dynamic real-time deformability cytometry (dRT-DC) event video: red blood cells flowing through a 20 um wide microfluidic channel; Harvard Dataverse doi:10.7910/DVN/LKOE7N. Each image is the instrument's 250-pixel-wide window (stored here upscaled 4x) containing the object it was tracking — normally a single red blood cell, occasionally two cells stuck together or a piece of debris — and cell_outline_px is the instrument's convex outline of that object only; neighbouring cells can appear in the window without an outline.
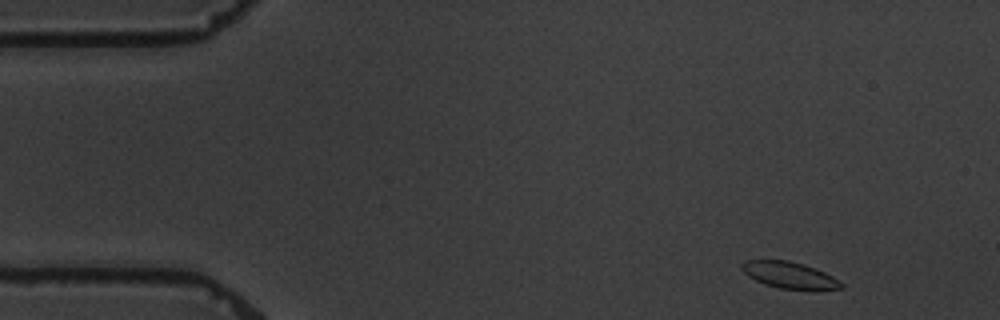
{"species": "common noctule bat (a hibernating species)", "species_latin": "Nyctalus noctula", "temperature_condition": "warm", "stored_images_in_passage": 4, "camera_frame_rate_fps": 3000, "um_per_image_px": 0.085, "animal": {"sex": "male", "body_mass_g": 19.5, "forearm_length_mm": 54.6}, "frame": {"image": 1, "passage_image": 1, "time_ms": 0.0, "image_size_px": [1000, 320], "cell_outline_px": [[844, 288], [780, 288], [764, 284], [748, 276], [740, 268], [740, 264], [748, 260], [788, 260], [804, 264], [816, 268], [832, 276], [844, 284]], "centroid_in_image_um": [67.05, 23.35], "position_along_channel_um": 17.9, "area_um2": 14.97}}